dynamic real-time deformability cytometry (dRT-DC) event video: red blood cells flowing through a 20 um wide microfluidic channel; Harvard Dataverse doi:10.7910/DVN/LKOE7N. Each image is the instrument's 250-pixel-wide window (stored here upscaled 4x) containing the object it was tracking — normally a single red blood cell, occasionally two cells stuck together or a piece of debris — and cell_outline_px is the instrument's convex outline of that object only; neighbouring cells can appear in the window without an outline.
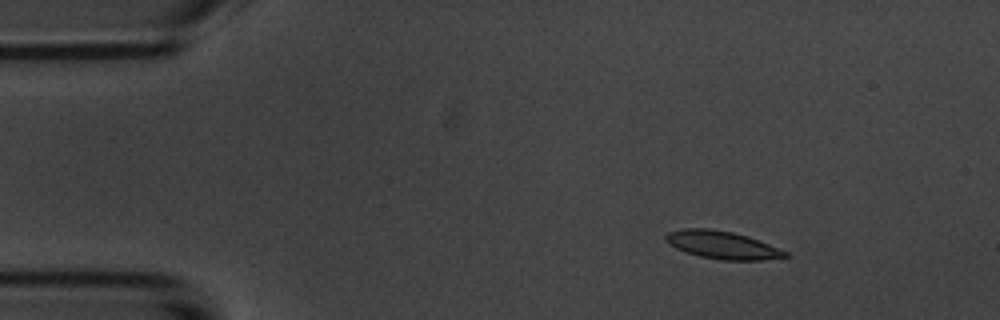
{"species": "common noctule bat (a hibernating species)", "species_latin": "Nyctalus noctula", "temperature_condition": "room temperature", "stored_images_in_passage": 5, "camera_frame_rate_fps": 3000, "um_per_image_px": 0.085, "animal": {"sex": "male", "body_mass_g": 20.1, "forearm_length_mm": 53.5}, "frame": {"image": 1, "passage_image": 3, "time_ms": 2.333, "image_size_px": [1000, 320], "cell_outline_px": [[788, 256], [764, 260], [720, 260], [700, 256], [676, 248], [664, 240], [664, 236], [668, 232], [680, 228], [712, 228], [732, 232], [748, 236], [788, 252]], "centroid_in_image_um": [61.36, 20.81], "position_along_channel_um": 23.6, "area_um2": 19.31}}